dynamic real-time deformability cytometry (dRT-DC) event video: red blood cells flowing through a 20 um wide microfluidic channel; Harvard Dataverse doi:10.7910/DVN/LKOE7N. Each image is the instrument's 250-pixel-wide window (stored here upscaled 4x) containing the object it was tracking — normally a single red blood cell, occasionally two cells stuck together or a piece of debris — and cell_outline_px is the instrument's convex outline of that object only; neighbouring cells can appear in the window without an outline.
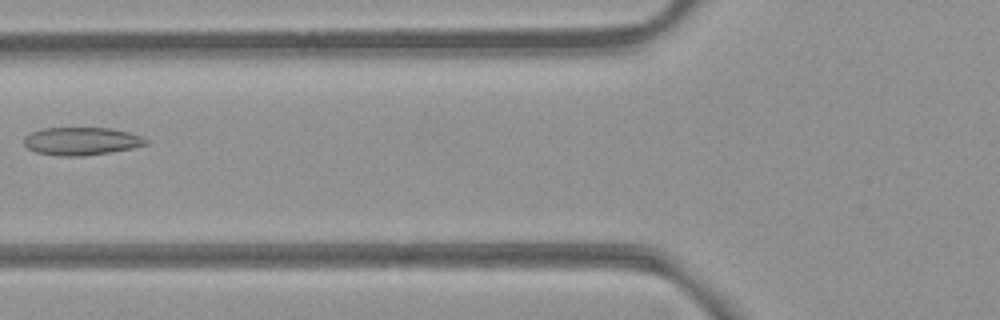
{"species": "common noctule bat (a hibernating species)", "species_latin": "Nyctalus noctula", "temperature_condition": "room temperature", "stored_images_in_passage": 5, "camera_frame_rate_fps": 3000, "um_per_image_px": 0.085, "animal": {"sex": "female", "body_mass_g": 21.9}, "frame": {"image": 1, "passage_image": 5, "time_ms": 1.333, "image_size_px": [1000, 320], "cell_outline_px": [[148, 144], [132, 148], [84, 156], [60, 156], [36, 152], [28, 148], [24, 144], [24, 136], [32, 132], [44, 128], [112, 128], [128, 132], [140, 136], [148, 140]], "centroid_in_image_um": [6.91, 12.0], "position_along_channel_um": 118.9, "area_um2": 19.71}}